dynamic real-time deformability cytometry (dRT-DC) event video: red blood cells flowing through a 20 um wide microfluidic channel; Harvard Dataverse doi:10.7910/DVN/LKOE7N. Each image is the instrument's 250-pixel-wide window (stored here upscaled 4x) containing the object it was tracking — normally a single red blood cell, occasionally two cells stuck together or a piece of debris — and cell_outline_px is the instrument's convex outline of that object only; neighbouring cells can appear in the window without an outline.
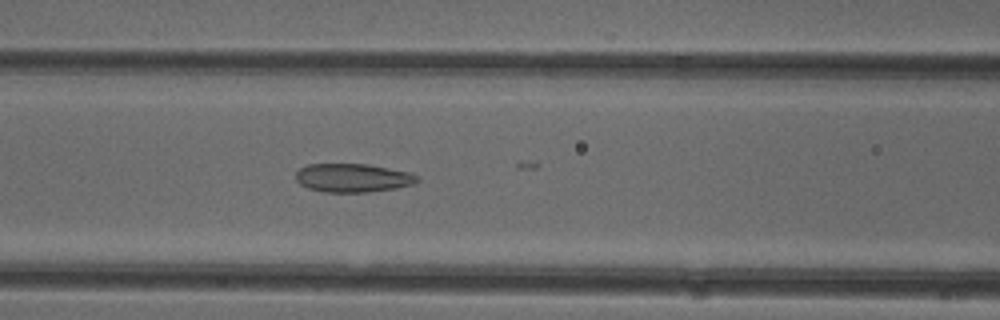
{"species": "common noctule bat (a hibernating species)", "species_latin": "Nyctalus noctula", "temperature_condition": "cold", "stored_images_in_passage": 22, "camera_frame_rate_fps": 3000, "um_per_image_px": 0.085, "animal": {"sex": "female"}, "frame": {"image": 1, "passage_image": 21, "time_ms": 6.667, "image_size_px": [1000, 320], "cell_outline_px": [[420, 180], [412, 184], [396, 188], [368, 192], [324, 192], [308, 188], [300, 184], [296, 180], [296, 172], [300, 168], [308, 164], [368, 164], [412, 172], [420, 176]], "centroid_in_image_um": [30.02, 15.11], "position_along_channel_um": 136.6, "area_um2": 20.4}}